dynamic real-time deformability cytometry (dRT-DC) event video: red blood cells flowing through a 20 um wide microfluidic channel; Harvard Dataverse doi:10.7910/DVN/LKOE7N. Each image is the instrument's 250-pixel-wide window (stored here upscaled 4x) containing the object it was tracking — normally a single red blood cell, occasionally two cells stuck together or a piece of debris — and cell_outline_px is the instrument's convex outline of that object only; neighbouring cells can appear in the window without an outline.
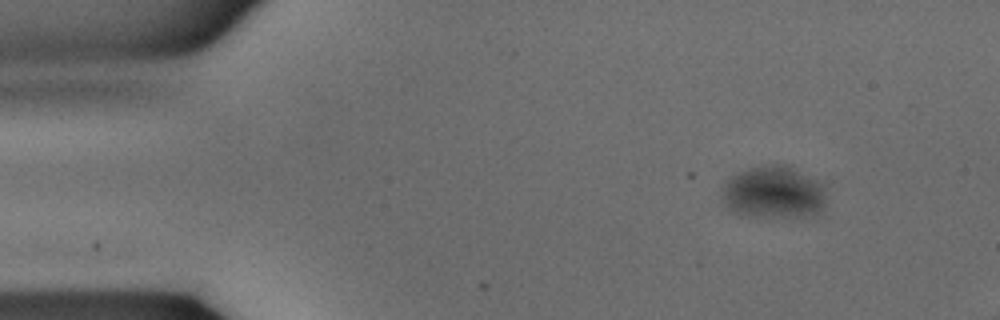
{"species": "common noctule bat (a hibernating species)", "species_latin": "Nyctalus noctula", "temperature_condition": "warm", "stored_images_in_passage": 5, "camera_frame_rate_fps": 3000, "um_per_image_px": 0.085, "animal": {"sex": "male", "body_mass_g": 15.6}, "frame": {"image": 1, "passage_image": 1, "time_ms": 0.0, "image_size_px": [1000, 320], "cell_outline_px": [[828, 184], [824, 204], [816, 212], [796, 216], [740, 216], [732, 212], [720, 196], [720, 184], [728, 176], [736, 172], [748, 168], [764, 164], [788, 164]], "centroid_in_image_um": [65.7, 16.29], "position_along_channel_um": 19.3, "area_um2": 32.89}}